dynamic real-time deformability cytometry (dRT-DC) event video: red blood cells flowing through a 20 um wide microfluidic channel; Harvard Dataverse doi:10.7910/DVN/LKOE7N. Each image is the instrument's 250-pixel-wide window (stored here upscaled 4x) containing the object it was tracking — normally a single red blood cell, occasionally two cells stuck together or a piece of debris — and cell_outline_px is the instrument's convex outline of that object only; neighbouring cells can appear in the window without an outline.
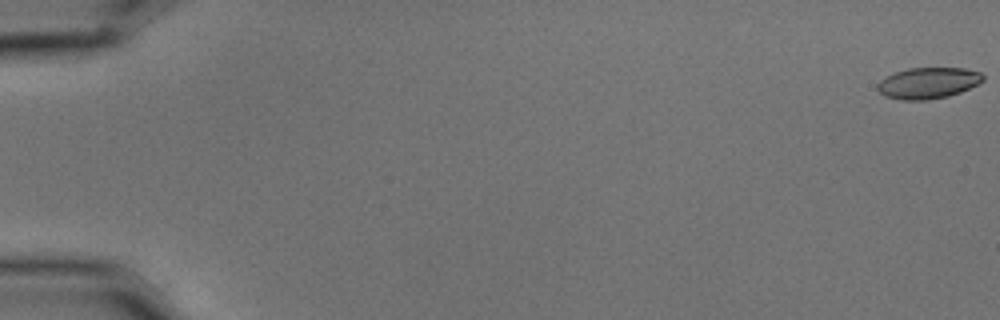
{"species": "common noctule bat (a hibernating species)", "species_latin": "Nyctalus noctula", "temperature_condition": "cold", "stored_images_in_passage": 5, "camera_frame_rate_fps": 3000, "um_per_image_px": 0.085, "animal": {"sex": "male", "body_mass_g": 15.6}, "frame": {"image": 1, "passage_image": 1, "time_ms": 0.0, "image_size_px": [1000, 320], "cell_outline_px": [[984, 80], [960, 92], [948, 96], [928, 100], [900, 100], [884, 96], [876, 88], [876, 84], [880, 80], [896, 72], [908, 68], [964, 68], [980, 72], [984, 76]], "centroid_in_image_um": [78.86, 7.06], "position_along_channel_um": 6.1, "area_um2": 19.13}}